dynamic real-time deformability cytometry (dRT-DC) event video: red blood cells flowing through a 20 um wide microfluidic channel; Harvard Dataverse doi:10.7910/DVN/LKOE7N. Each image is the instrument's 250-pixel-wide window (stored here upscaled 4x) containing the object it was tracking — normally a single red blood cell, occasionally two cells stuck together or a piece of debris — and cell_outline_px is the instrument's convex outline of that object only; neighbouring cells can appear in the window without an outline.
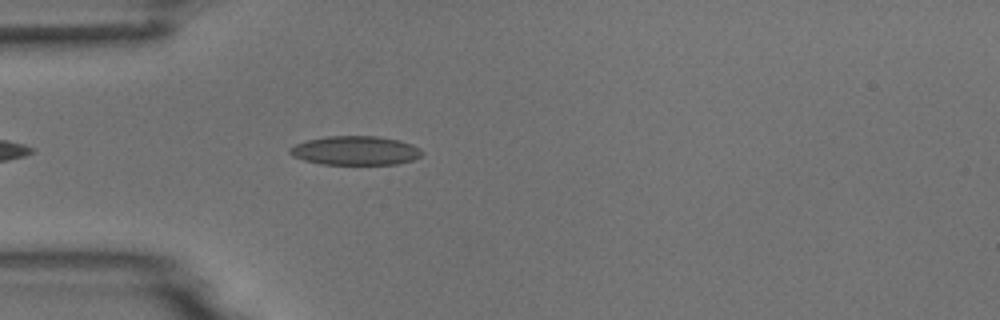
{"species": "common noctule bat (a hibernating species)", "species_latin": "Nyctalus noctula", "temperature_condition": "room temperature", "stored_images_in_passage": 5, "camera_frame_rate_fps": 3000, "um_per_image_px": 0.085, "animal": {"sex": "male", "body_mass_g": 18.8}, "frame": {"image": 1, "passage_image": 5, "time_ms": 4.667, "image_size_px": [1000, 320], "cell_outline_px": [[424, 152], [420, 156], [412, 160], [396, 164], [320, 164], [304, 160], [292, 156], [288, 152], [288, 148], [296, 144], [308, 140], [328, 136], [380, 136], [400, 140], [412, 144], [420, 148]], "centroid_in_image_um": [30.21, 12.79], "position_along_channel_um": 54.8, "area_um2": 22.43}}